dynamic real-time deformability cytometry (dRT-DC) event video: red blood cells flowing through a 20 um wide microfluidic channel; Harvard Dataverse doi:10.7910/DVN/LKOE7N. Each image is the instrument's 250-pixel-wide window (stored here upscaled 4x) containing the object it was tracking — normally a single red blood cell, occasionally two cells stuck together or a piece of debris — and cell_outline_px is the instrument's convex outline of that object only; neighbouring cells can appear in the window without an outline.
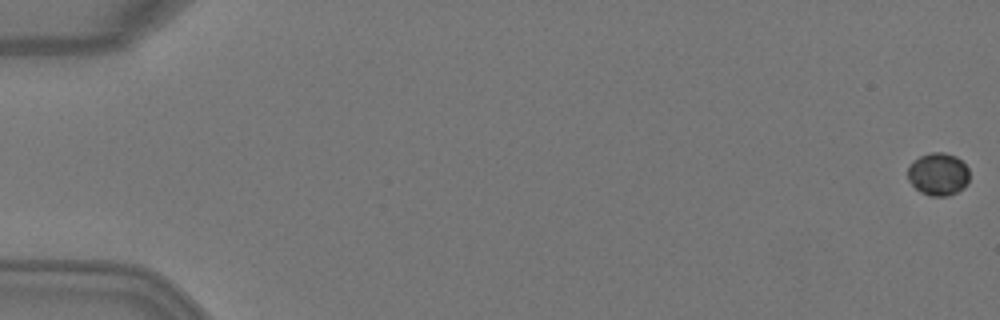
{"species": "Egyptian fruit bat (a non-hibernating species)", "species_latin": "Rousettus aegyptiacus", "temperature_condition": "warm", "stored_images_in_passage": 6, "camera_frame_rate_fps": 3000, "um_per_image_px": 0.085, "animal": {"sex": "female"}, "frame": {"image": 1, "passage_image": 1, "time_ms": 0.0, "image_size_px": [1000, 320], "cell_outline_px": [[968, 184], [964, 188], [948, 196], [928, 196], [920, 192], [908, 180], [908, 164], [912, 160], [920, 156], [932, 152], [944, 152], [956, 156], [968, 168]], "centroid_in_image_um": [79.73, 14.8], "position_along_channel_um": 5.3, "area_um2": 15.49}}
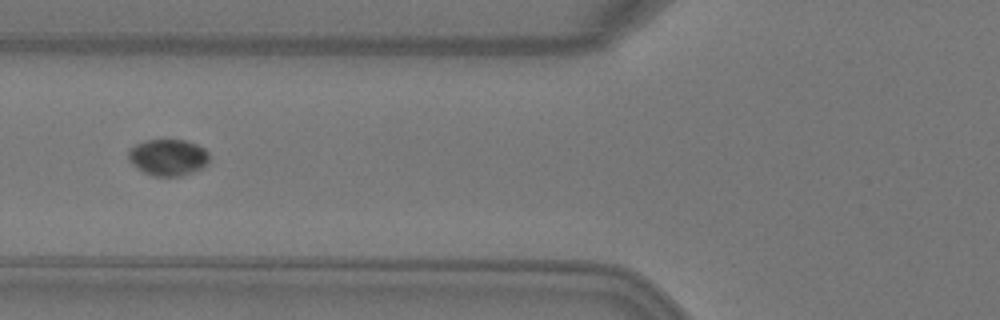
{"frame": {"image": 2, "passage_image": 6, "time_ms": 1.667, "image_size_px": [1000, 320], "cell_outline_px": [[208, 160], [200, 168], [192, 172], [180, 176], [156, 176], [144, 172], [136, 168], [128, 160], [128, 152], [136, 144], [148, 140], [184, 140], [196, 144], [204, 148], [208, 152]], "centroid_in_image_um": [14.26, 13.37], "position_along_channel_um": 111.5, "area_um2": 16.94}}